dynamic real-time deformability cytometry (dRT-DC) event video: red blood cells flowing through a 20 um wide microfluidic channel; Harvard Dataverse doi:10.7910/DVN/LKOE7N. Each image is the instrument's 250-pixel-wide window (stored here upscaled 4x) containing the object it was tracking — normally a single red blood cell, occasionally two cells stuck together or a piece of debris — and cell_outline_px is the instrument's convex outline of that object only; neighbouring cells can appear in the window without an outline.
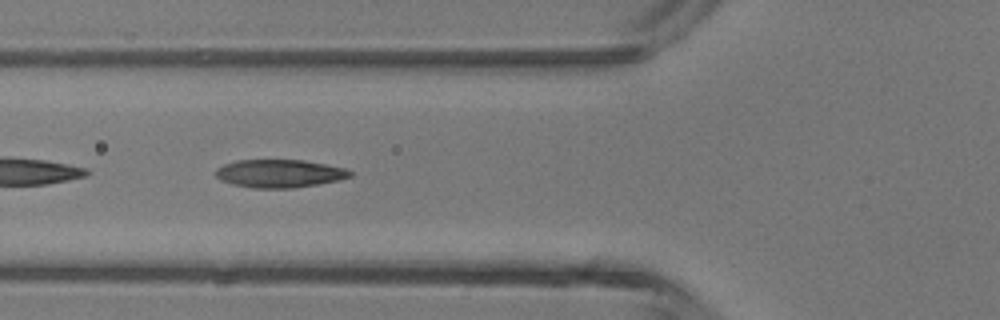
{"species": "common noctule bat (a hibernating species)", "species_latin": "Nyctalus noctula", "temperature_condition": "room temperature", "stored_images_in_passage": 26, "camera_frame_rate_fps": 3000, "um_per_image_px": 0.085, "animal": {"sex": "male", "body_mass_g": 13.3}, "frame": {"image": 1, "passage_image": 16, "time_ms": 5.0, "image_size_px": [1000, 320], "cell_outline_px": [[352, 176], [340, 180], [320, 184], [292, 188], [252, 188], [232, 184], [220, 180], [216, 176], [216, 168], [224, 164], [236, 160], [304, 160], [348, 168], [352, 172]], "centroid_in_image_um": [23.78, 14.75], "position_along_channel_um": 102.0, "area_um2": 22.2}}
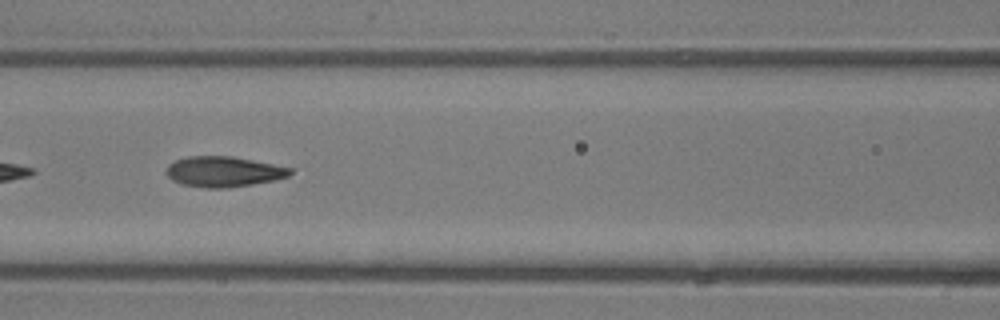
{"frame": {"image": 2, "passage_image": 19, "time_ms": 6.0, "image_size_px": [1000, 320], "cell_outline_px": [[292, 172], [288, 176], [272, 180], [252, 184], [228, 188], [204, 188], [184, 184], [172, 180], [164, 172], [168, 164], [176, 160], [188, 156], [232, 156], [292, 168]], "centroid_in_image_um": [18.96, 14.59], "position_along_channel_um": 147.6, "area_um2": 21.85}}
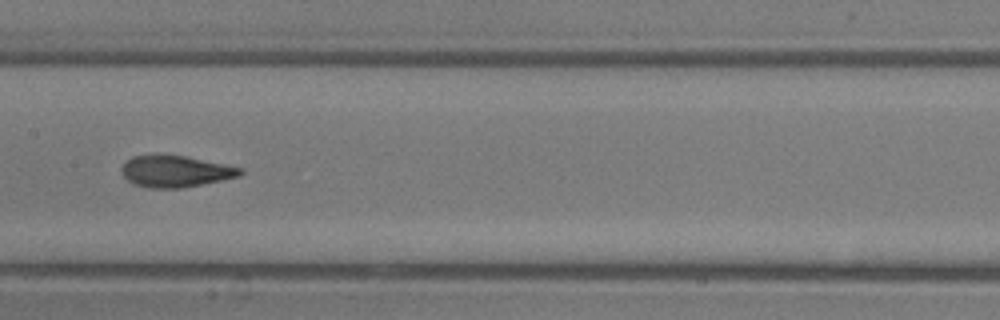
{"frame": {"image": 3, "passage_image": 22, "time_ms": 7.0, "image_size_px": [1000, 320], "cell_outline_px": [[244, 172], [240, 176], [180, 188], [152, 188], [136, 184], [128, 180], [124, 176], [120, 168], [132, 156], [184, 156], [244, 168]], "centroid_in_image_um": [14.94, 14.57], "position_along_channel_um": 192.5, "area_um2": 21.21}}